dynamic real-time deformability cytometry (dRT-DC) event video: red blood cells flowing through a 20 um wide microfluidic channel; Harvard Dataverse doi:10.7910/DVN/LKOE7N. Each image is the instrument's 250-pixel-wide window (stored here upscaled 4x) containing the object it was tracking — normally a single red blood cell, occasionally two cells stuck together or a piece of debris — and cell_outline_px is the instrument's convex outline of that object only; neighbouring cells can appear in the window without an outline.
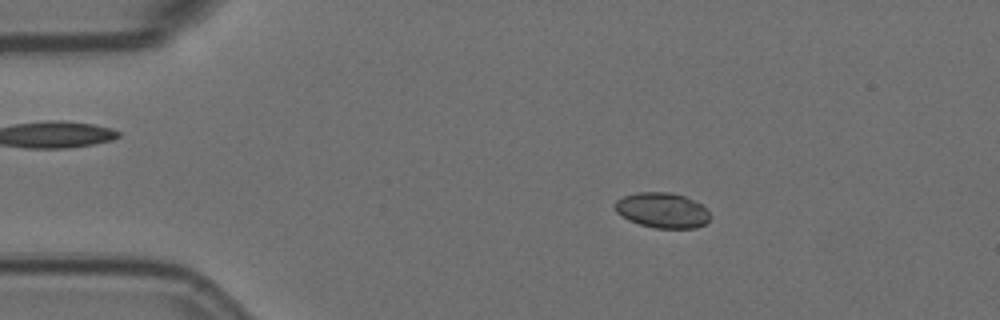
{"species": "Egyptian fruit bat (a non-hibernating species)", "species_latin": "Rousettus aegyptiacus", "temperature_condition": "room temperature", "stored_images_in_passage": 5, "camera_frame_rate_fps": 3000, "um_per_image_px": 0.085, "animal": {"sex": "female"}, "frame": {"image": 1, "passage_image": 3, "time_ms": 0.667, "image_size_px": [1000, 320], "cell_outline_px": [[712, 216], [704, 224], [696, 228], [656, 228], [640, 224], [628, 220], [620, 216], [616, 212], [612, 204], [616, 200], [624, 196], [636, 192], [668, 192], [684, 196], [700, 204]], "centroid_in_image_um": [56.24, 17.87], "position_along_channel_um": 28.8, "area_um2": 19.59}}
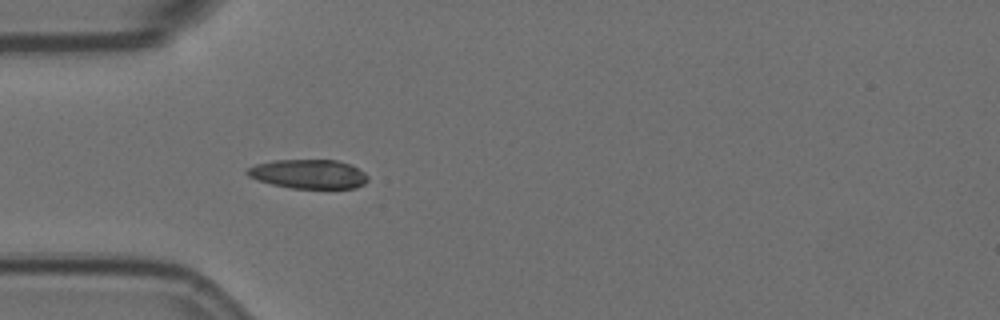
{"frame": {"image": 2, "passage_image": 5, "time_ms": 1.333, "image_size_px": [1000, 320], "cell_outline_px": [[368, 180], [364, 184], [356, 188], [292, 188], [272, 184], [256, 180], [248, 176], [244, 172], [248, 168], [256, 164], [272, 160], [336, 160], [352, 164], [364, 172], [368, 176]], "centroid_in_image_um": [26.23, 14.79], "position_along_channel_um": 58.8, "area_um2": 20.63}}